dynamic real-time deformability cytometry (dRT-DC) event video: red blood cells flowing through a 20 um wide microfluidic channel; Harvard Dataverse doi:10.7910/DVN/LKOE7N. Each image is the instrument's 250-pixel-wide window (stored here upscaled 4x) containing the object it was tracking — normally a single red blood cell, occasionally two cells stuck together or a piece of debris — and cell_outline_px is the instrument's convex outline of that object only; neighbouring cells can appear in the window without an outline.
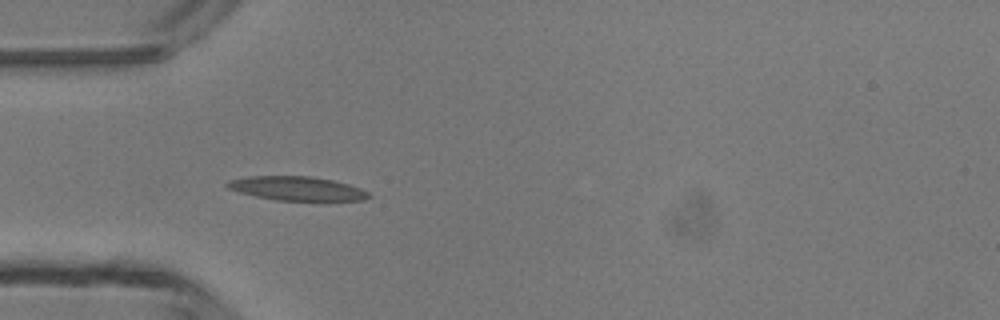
{"species": "common noctule bat (a hibernating species)", "species_latin": "Nyctalus noctula", "temperature_condition": "room temperature", "stored_images_in_passage": 4, "camera_frame_rate_fps": 3000, "um_per_image_px": 0.085, "animal": {"sex": "male", "body_mass_g": 13.3}, "frame": {"image": 1, "passage_image": 4, "time_ms": 3.667, "image_size_px": [1000, 320], "cell_outline_px": [[372, 196], [364, 200], [276, 200], [256, 196], [240, 192], [228, 188], [224, 184], [228, 180], [248, 176], [312, 176], [332, 180], [348, 184], [360, 188], [368, 192]], "centroid_in_image_um": [25.22, 16.01], "position_along_channel_um": 59.8, "area_um2": 19.65}}